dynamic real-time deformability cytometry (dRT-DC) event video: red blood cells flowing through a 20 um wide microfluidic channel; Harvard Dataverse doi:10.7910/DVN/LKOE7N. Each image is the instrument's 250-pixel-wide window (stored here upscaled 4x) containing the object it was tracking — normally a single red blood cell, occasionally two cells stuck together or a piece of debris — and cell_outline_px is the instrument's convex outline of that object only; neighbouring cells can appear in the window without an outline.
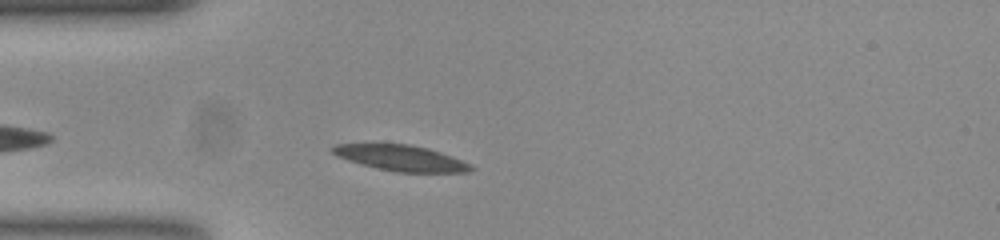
{"species": "common noctule bat (a hibernating species)", "species_latin": "Nyctalus noctula", "temperature_condition": "room temperature", "stored_images_in_passage": 37, "camera_frame_rate_fps": 3000, "um_per_image_px": 0.085, "animal": {"sex": "female", "body_mass_g": 23.0, "forearm_length_mm": 53.4}, "frame": {"image": 1, "passage_image": 5, "time_ms": 1.333, "image_size_px": [1000, 240], "cell_outline_px": [[476, 168], [468, 172], [396, 172], [376, 168], [360, 164], [336, 156], [328, 148], [336, 144], [408, 144], [428, 148], [452, 156], [472, 164]], "centroid_in_image_um": [34.08, 13.43], "position_along_channel_um": 50.9, "area_um2": 20.87}}
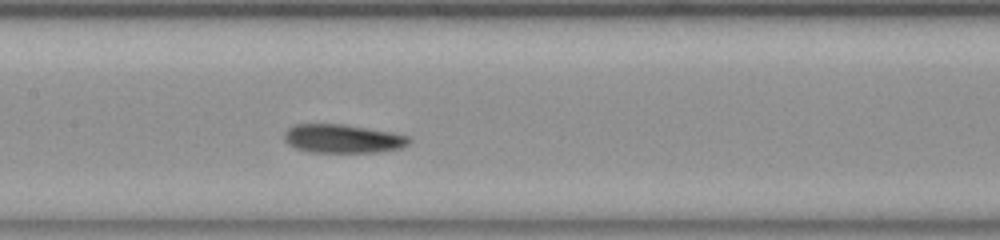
{"frame": {"image": 2, "passage_image": 16, "time_ms": 5.0, "image_size_px": [1000, 240], "cell_outline_px": [[412, 140], [408, 144], [400, 148], [376, 152], [308, 152], [296, 148], [288, 144], [284, 140], [284, 132], [288, 128], [296, 124], [344, 124], [392, 132], [408, 136]], "centroid_in_image_um": [29.11, 11.78], "position_along_channel_um": 178.3, "area_um2": 20.87}}
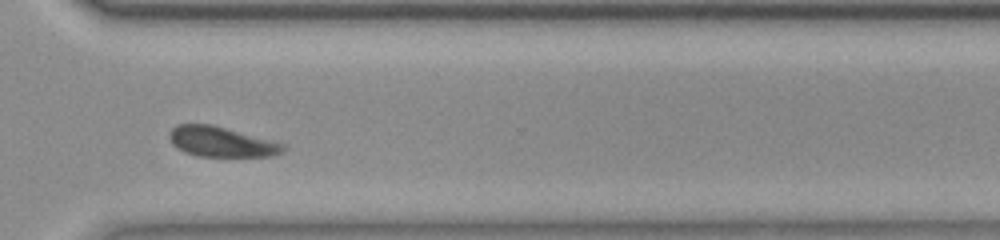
{"frame": {"image": 3, "passage_image": 30, "time_ms": 9.667, "image_size_px": [1000, 240], "cell_outline_px": [[288, 148], [272, 156], [196, 156], [184, 152], [176, 148], [172, 144], [168, 136], [168, 132], [176, 124], [212, 124], [288, 144]], "centroid_in_image_um": [18.81, 12.04], "position_along_channel_um": 351.8, "area_um2": 20.29}, "authors_computed_cell_mechanics": {"area_um2": 21.097, "velocity_mm_per_s": 3.7119, "shape_relaxation_time_tau1_ms": 5.8382, "shape_relaxation_time_tau2_ms": 1.1851, "deformation_change_tau1": 0.1102, "deformation_change_tau2": 0.0518}}